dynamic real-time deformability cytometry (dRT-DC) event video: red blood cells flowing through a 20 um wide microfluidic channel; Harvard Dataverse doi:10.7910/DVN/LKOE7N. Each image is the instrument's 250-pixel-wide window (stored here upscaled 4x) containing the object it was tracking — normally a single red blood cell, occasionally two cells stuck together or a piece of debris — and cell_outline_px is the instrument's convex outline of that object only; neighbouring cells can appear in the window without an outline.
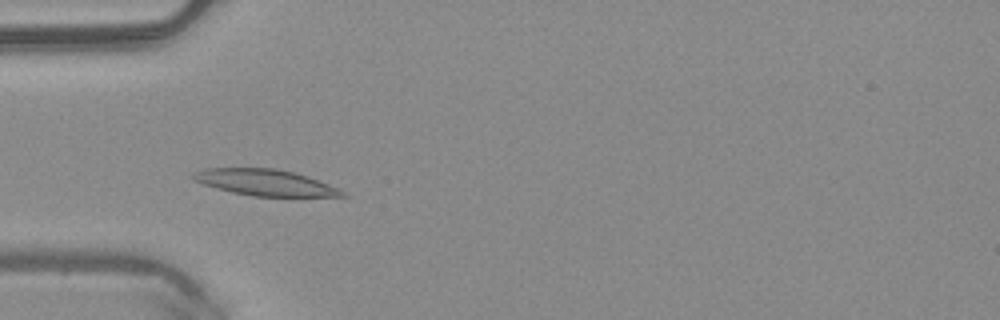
{"species": "common noctule bat (a hibernating species)", "species_latin": "Nyctalus noctula", "temperature_condition": "warm", "stored_images_in_passage": 48, "camera_frame_rate_fps": 3000, "um_per_image_px": 0.085, "animal": {"sex": "male", "body_mass_g": 20.4}, "frame": {"image": 1, "passage_image": 14, "time_ms": 4.333, "image_size_px": [1000, 320], "cell_outline_px": [[348, 196], [252, 196], [232, 192], [216, 188], [192, 180], [188, 176], [192, 172], [204, 168], [276, 168], [308, 176], [340, 188]], "centroid_in_image_um": [22.49, 15.5], "position_along_channel_um": 62.5, "area_um2": 22.89}}
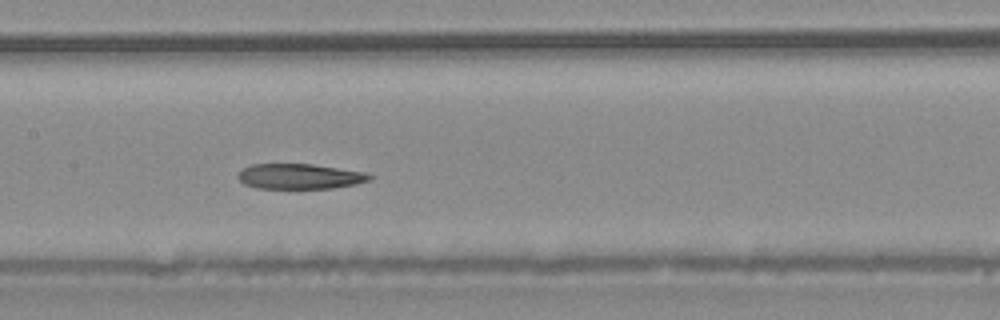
{"frame": {"image": 2, "passage_image": 23, "time_ms": 7.333, "image_size_px": [1000, 320], "cell_outline_px": [[372, 176], [368, 180], [356, 184], [332, 188], [256, 188], [244, 184], [236, 176], [244, 168], [252, 164], [312, 164], [364, 172]], "centroid_in_image_um": [25.44, 14.99], "position_along_channel_um": 182.0, "area_um2": 19.13}}
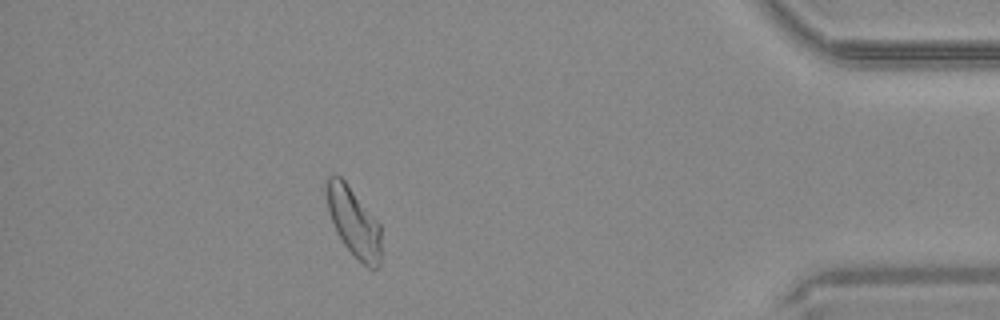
{"frame": {"image": 3, "passage_image": 43, "time_ms": 14.0, "image_size_px": [1000, 320], "cell_outline_px": [[380, 264], [376, 268], [368, 268], [344, 244], [336, 232], [328, 212], [324, 192], [324, 180], [328, 176], [336, 172], [344, 180], [380, 224]], "centroid_in_image_um": [30.0, 18.79], "position_along_channel_um": 405.2, "area_um2": 22.08}, "authors_computed_cell_mechanics": {"area_um2": 22.4553, "velocity_mm_per_s": 4.0489, "shape_relaxation_time_tau1_ms": 8.7987, "shape_relaxation_time_tau2_ms": 2.5856, "deformation_change_tau1": 0.2048, "deformation_change_tau2": 0.0869}}